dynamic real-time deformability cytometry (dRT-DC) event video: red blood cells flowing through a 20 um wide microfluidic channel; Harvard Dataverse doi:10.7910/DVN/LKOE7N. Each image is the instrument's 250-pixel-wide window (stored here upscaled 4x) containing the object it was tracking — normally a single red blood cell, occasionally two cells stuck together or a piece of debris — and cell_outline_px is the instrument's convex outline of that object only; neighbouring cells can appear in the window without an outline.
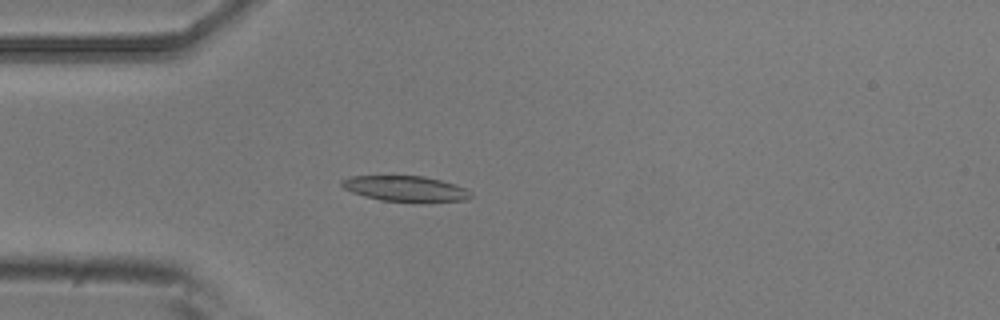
{"species": "common noctule bat (a hibernating species)", "species_latin": "Nyctalus noctula", "temperature_condition": "room temperature", "stored_images_in_passage": 4, "camera_frame_rate_fps": 3000, "um_per_image_px": 0.085, "animal": {"sex": "male", "body_mass_g": 20.5, "forearm_length_mm": 52.5}, "frame": {"image": 1, "passage_image": 4, "time_ms": 1.0, "image_size_px": [1000, 320], "cell_outline_px": [[472, 196], [468, 200], [420, 204], [380, 200], [364, 196], [352, 192], [344, 188], [340, 184], [340, 180], [348, 176], [392, 172], [424, 176], [440, 180], [468, 188], [472, 192]], "centroid_in_image_um": [34.45, 16.01], "position_along_channel_um": 50.6, "area_um2": 21.1}}